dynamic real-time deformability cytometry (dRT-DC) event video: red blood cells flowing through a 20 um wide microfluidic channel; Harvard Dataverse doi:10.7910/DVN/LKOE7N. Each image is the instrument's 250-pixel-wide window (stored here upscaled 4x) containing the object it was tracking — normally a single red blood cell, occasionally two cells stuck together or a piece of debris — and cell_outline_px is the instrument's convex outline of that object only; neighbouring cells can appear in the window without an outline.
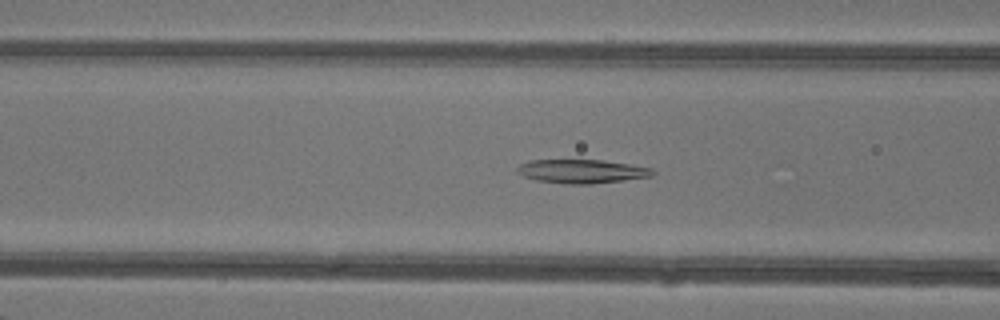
{"species": "common noctule bat (a hibernating species)", "species_latin": "Nyctalus noctula", "temperature_condition": "warm", "stored_images_in_passage": 48, "camera_frame_rate_fps": 3000, "um_per_image_px": 0.085, "animal": {"sex": "female"}, "frame": {"image": 1, "passage_image": 20, "time_ms": 6.333, "image_size_px": [1000, 320], "cell_outline_px": [[656, 172], [652, 176], [624, 180], [592, 184], [564, 184], [536, 180], [524, 176], [516, 172], [516, 168], [520, 164], [528, 160], [604, 160], [632, 164], [652, 168]], "centroid_in_image_um": [49.46, 14.56], "position_along_channel_um": 117.1, "area_um2": 18.96}}
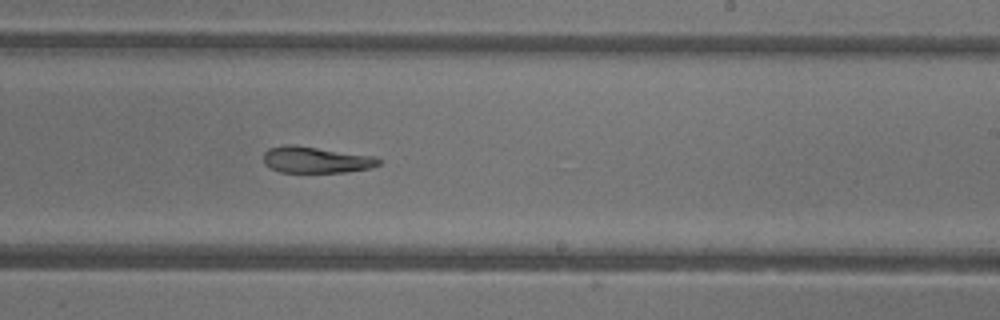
{"frame": {"image": 2, "passage_image": 30, "time_ms": 9.667, "image_size_px": [1000, 320], "cell_outline_px": [[380, 164], [372, 168], [348, 172], [280, 172], [268, 168], [264, 164], [264, 152], [268, 148], [284, 144], [292, 144], [376, 156], [380, 160]], "centroid_in_image_um": [26.84, 13.58], "position_along_channel_um": 262.2, "area_um2": 17.98}}
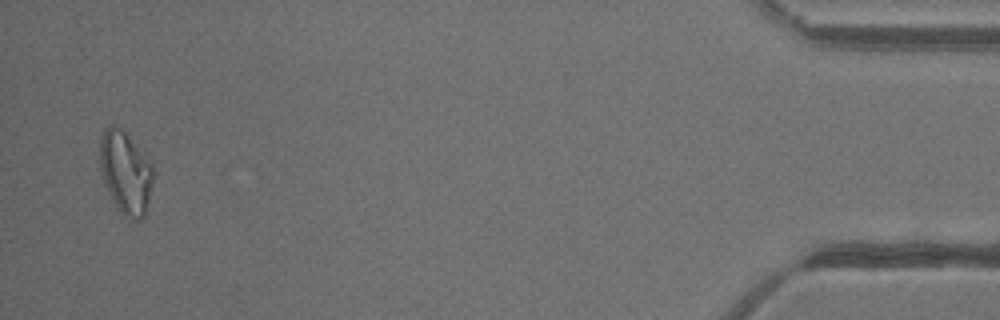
{"frame": {"image": 3, "passage_image": 47, "time_ms": 15.333, "image_size_px": [1000, 320], "cell_outline_px": [[156, 176], [144, 216], [140, 220], [132, 220], [124, 216], [116, 208], [100, 176], [100, 136], [104, 128], [112, 124], [124, 128], [152, 164]], "centroid_in_image_um": [10.68, 14.65], "position_along_channel_um": 424.5, "area_um2": 26.59}, "authors_computed_cell_mechanics": {"area_um2": 20.4901, "velocity_mm_per_s": 4.3467, "shape_relaxation_time_tau1_ms": null, "shape_relaxation_time_tau2_ms": 4.1096, "deformation_change_tau1": null, "deformation_change_tau2": 0.1302}}